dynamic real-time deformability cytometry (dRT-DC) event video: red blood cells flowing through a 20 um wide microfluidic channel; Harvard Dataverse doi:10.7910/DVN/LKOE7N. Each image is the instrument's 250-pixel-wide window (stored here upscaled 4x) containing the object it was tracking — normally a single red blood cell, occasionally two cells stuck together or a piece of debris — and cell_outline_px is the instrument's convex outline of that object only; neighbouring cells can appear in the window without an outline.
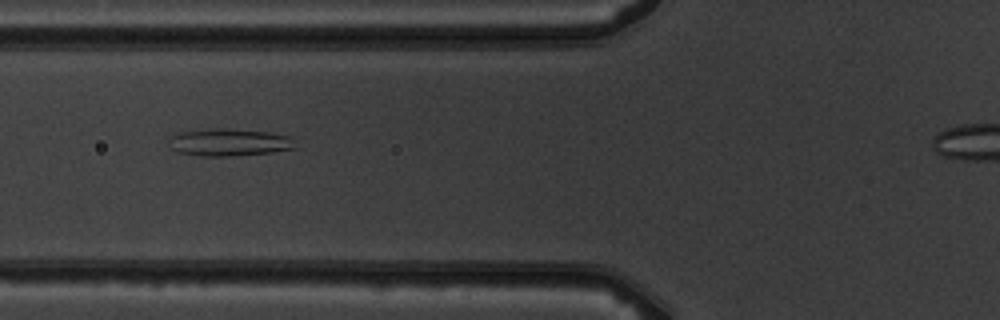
{"species": "common noctule bat (a hibernating species)", "species_latin": "Nyctalus noctula", "temperature_condition": "warm", "stored_images_in_passage": 5, "camera_frame_rate_fps": 3000, "um_per_image_px": 0.085, "animal": {"sex": "male", "body_mass_g": 19.5, "forearm_length_mm": 54.6}, "frame": {"image": 1, "passage_image": 3, "time_ms": 2.333, "image_size_px": [1000, 320], "cell_outline_px": [[296, 148], [272, 152], [232, 156], [200, 156], [176, 152], [172, 148], [172, 136], [176, 132], [216, 128], [228, 128], [268, 132], [288, 136]], "centroid_in_image_um": [19.45, 12.1], "position_along_channel_um": 106.3, "area_um2": 19.94}}